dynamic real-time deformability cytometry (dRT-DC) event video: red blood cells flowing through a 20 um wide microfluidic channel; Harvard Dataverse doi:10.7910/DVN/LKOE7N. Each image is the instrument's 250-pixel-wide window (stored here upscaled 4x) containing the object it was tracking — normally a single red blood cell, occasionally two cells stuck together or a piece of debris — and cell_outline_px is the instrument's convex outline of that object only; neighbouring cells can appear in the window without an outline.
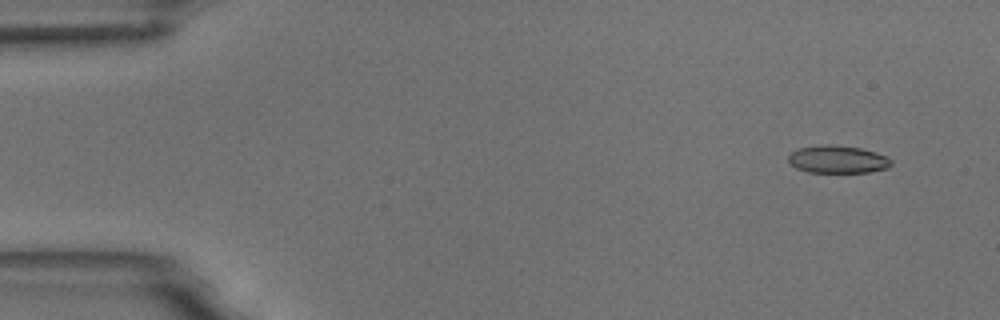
{"species": "common noctule bat (a hibernating species)", "species_latin": "Nyctalus noctula", "temperature_condition": "room temperature", "stored_images_in_passage": 4, "camera_frame_rate_fps": 3000, "um_per_image_px": 0.085, "animal": {"sex": "male", "body_mass_g": 18.8}, "frame": {"image": 1, "passage_image": 1, "time_ms": 0.0, "image_size_px": [1000, 320], "cell_outline_px": [[892, 164], [888, 168], [868, 172], [808, 172], [796, 168], [788, 160], [788, 156], [792, 152], [800, 148], [824, 144], [832, 144], [860, 148], [876, 152], [888, 156], [892, 160]], "centroid_in_image_um": [71.24, 13.54], "position_along_channel_um": 13.8, "area_um2": 16.59}}